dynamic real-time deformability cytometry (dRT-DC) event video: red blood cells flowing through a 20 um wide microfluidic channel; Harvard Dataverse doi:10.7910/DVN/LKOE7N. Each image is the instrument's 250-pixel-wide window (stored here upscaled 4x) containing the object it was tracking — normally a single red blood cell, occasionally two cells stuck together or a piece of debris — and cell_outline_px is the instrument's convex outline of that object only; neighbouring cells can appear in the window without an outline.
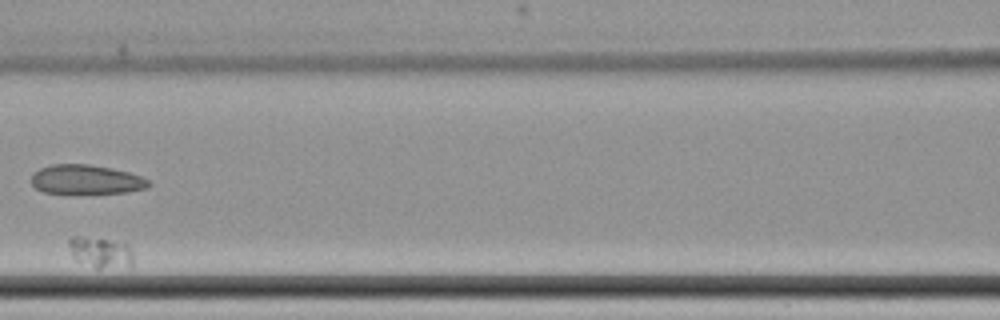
{"species": "common noctule bat (a hibernating species)", "species_latin": "Nyctalus noctula", "temperature_condition": "cold", "stored_images_in_passage": 10, "segment_of_instrument_passage": [2, 2], "camera_frame_rate_fps": 3000, "um_per_image_px": 0.085, "animal": {"sex": "female", "body_mass_g": 22.7, "forearm_length_mm": 54.2}, "frame": {"image": 1, "passage_image": 9, "time_ms": 9.667, "image_size_px": [1000, 320], "cell_outline_px": [[132, 268], [96, 268], [76, 260], [72, 256], [68, 244], [68, 240], [72, 236], [84, 236], [108, 240], [128, 244], [132, 252]], "centroid_in_image_um": [8.56, 21.46], "position_along_channel_um": 158.0, "area_um2": 11.79}}
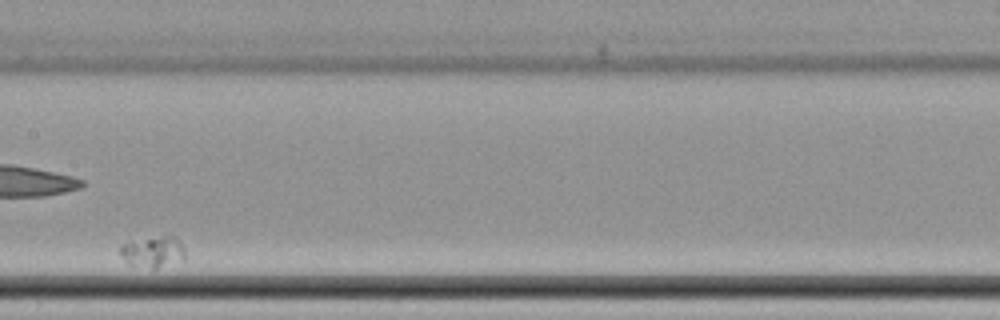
{"frame": {"image": 2, "passage_image": 10, "time_ms": 11.0, "image_size_px": [1000, 320], "cell_outline_px": [[184, 260], [156, 268], [152, 268], [128, 264], [124, 260], [120, 252], [120, 244], [164, 236], [176, 236], [184, 248]], "centroid_in_image_um": [13.02, 21.42], "position_along_channel_um": 194.4, "area_um2": 11.5}}